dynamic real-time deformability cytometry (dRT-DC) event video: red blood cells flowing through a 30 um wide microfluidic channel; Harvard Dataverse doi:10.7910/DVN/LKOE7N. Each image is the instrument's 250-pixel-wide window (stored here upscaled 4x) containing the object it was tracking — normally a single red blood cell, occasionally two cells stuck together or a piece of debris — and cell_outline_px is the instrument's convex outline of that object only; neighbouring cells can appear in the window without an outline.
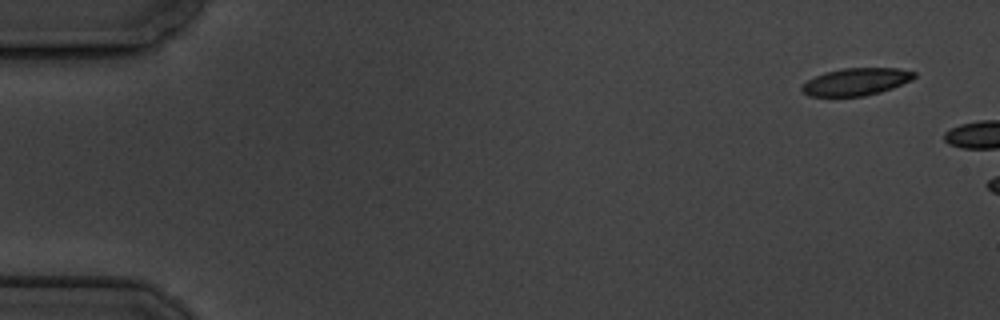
{"species": "common noctule bat (a hibernating species)", "species_latin": "Nyctalus noctula", "temperature_condition": "cold", "stored_images_in_passage": 2, "camera_frame_rate_fps": 3000, "um_per_image_px": 0.085, "animal": {"sex": "male", "body_mass_g": 19.5, "forearm_length_mm": 54.6}, "frame": {"image": 1, "passage_image": 1, "time_ms": 0.0, "image_size_px": [1000, 320], "cell_outline_px": [[916, 76], [912, 80], [892, 88], [880, 92], [864, 96], [808, 96], [800, 88], [808, 80], [816, 76], [828, 72], [844, 68], [900, 68], [916, 72]], "centroid_in_image_um": [72.82, 6.95], "position_along_channel_um": 12.2, "area_um2": 17.74}}